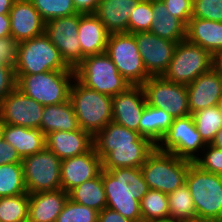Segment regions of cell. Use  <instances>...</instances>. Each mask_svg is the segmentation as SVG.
Returning <instances> with one entry per match:
<instances>
[{"label": "cell", "instance_id": "28", "mask_svg": "<svg viewBox=\"0 0 222 222\" xmlns=\"http://www.w3.org/2000/svg\"><path fill=\"white\" fill-rule=\"evenodd\" d=\"M152 10L154 17L150 32L177 43L186 39V25L168 12L162 0H152Z\"/></svg>", "mask_w": 222, "mask_h": 222}, {"label": "cell", "instance_id": "3", "mask_svg": "<svg viewBox=\"0 0 222 222\" xmlns=\"http://www.w3.org/2000/svg\"><path fill=\"white\" fill-rule=\"evenodd\" d=\"M192 163L156 147L140 169L149 189L169 194L185 184Z\"/></svg>", "mask_w": 222, "mask_h": 222}, {"label": "cell", "instance_id": "49", "mask_svg": "<svg viewBox=\"0 0 222 222\" xmlns=\"http://www.w3.org/2000/svg\"><path fill=\"white\" fill-rule=\"evenodd\" d=\"M212 69L222 82V51L212 55Z\"/></svg>", "mask_w": 222, "mask_h": 222}, {"label": "cell", "instance_id": "25", "mask_svg": "<svg viewBox=\"0 0 222 222\" xmlns=\"http://www.w3.org/2000/svg\"><path fill=\"white\" fill-rule=\"evenodd\" d=\"M186 39L211 55L222 51V22L191 17L186 26Z\"/></svg>", "mask_w": 222, "mask_h": 222}, {"label": "cell", "instance_id": "19", "mask_svg": "<svg viewBox=\"0 0 222 222\" xmlns=\"http://www.w3.org/2000/svg\"><path fill=\"white\" fill-rule=\"evenodd\" d=\"M190 114L216 106L222 98V82L211 68L186 85Z\"/></svg>", "mask_w": 222, "mask_h": 222}, {"label": "cell", "instance_id": "17", "mask_svg": "<svg viewBox=\"0 0 222 222\" xmlns=\"http://www.w3.org/2000/svg\"><path fill=\"white\" fill-rule=\"evenodd\" d=\"M146 100L141 85H131L112 97V121L137 131Z\"/></svg>", "mask_w": 222, "mask_h": 222}, {"label": "cell", "instance_id": "39", "mask_svg": "<svg viewBox=\"0 0 222 222\" xmlns=\"http://www.w3.org/2000/svg\"><path fill=\"white\" fill-rule=\"evenodd\" d=\"M153 17L152 0H140L131 12L128 33L150 31Z\"/></svg>", "mask_w": 222, "mask_h": 222}, {"label": "cell", "instance_id": "26", "mask_svg": "<svg viewBox=\"0 0 222 222\" xmlns=\"http://www.w3.org/2000/svg\"><path fill=\"white\" fill-rule=\"evenodd\" d=\"M2 139L11 144L24 158L40 152L45 146V135L39 128L3 124Z\"/></svg>", "mask_w": 222, "mask_h": 222}, {"label": "cell", "instance_id": "13", "mask_svg": "<svg viewBox=\"0 0 222 222\" xmlns=\"http://www.w3.org/2000/svg\"><path fill=\"white\" fill-rule=\"evenodd\" d=\"M80 13L55 18L45 23V34L58 49L62 60L72 69L81 63V46L78 39Z\"/></svg>", "mask_w": 222, "mask_h": 222}, {"label": "cell", "instance_id": "37", "mask_svg": "<svg viewBox=\"0 0 222 222\" xmlns=\"http://www.w3.org/2000/svg\"><path fill=\"white\" fill-rule=\"evenodd\" d=\"M46 22L78 13L73 0H30Z\"/></svg>", "mask_w": 222, "mask_h": 222}, {"label": "cell", "instance_id": "35", "mask_svg": "<svg viewBox=\"0 0 222 222\" xmlns=\"http://www.w3.org/2000/svg\"><path fill=\"white\" fill-rule=\"evenodd\" d=\"M168 199L169 217L180 222L197 217L194 202L186 184L169 193Z\"/></svg>", "mask_w": 222, "mask_h": 222}, {"label": "cell", "instance_id": "48", "mask_svg": "<svg viewBox=\"0 0 222 222\" xmlns=\"http://www.w3.org/2000/svg\"><path fill=\"white\" fill-rule=\"evenodd\" d=\"M11 36L9 14H0V38Z\"/></svg>", "mask_w": 222, "mask_h": 222}, {"label": "cell", "instance_id": "27", "mask_svg": "<svg viewBox=\"0 0 222 222\" xmlns=\"http://www.w3.org/2000/svg\"><path fill=\"white\" fill-rule=\"evenodd\" d=\"M157 146L154 143H133V146L112 147L102 160V169L140 168Z\"/></svg>", "mask_w": 222, "mask_h": 222}, {"label": "cell", "instance_id": "22", "mask_svg": "<svg viewBox=\"0 0 222 222\" xmlns=\"http://www.w3.org/2000/svg\"><path fill=\"white\" fill-rule=\"evenodd\" d=\"M78 34L81 62L86 56L106 52L110 33L94 13H80Z\"/></svg>", "mask_w": 222, "mask_h": 222}, {"label": "cell", "instance_id": "33", "mask_svg": "<svg viewBox=\"0 0 222 222\" xmlns=\"http://www.w3.org/2000/svg\"><path fill=\"white\" fill-rule=\"evenodd\" d=\"M168 194L149 189L140 200L142 222L169 217Z\"/></svg>", "mask_w": 222, "mask_h": 222}, {"label": "cell", "instance_id": "57", "mask_svg": "<svg viewBox=\"0 0 222 222\" xmlns=\"http://www.w3.org/2000/svg\"><path fill=\"white\" fill-rule=\"evenodd\" d=\"M214 222H222V217L215 219Z\"/></svg>", "mask_w": 222, "mask_h": 222}, {"label": "cell", "instance_id": "9", "mask_svg": "<svg viewBox=\"0 0 222 222\" xmlns=\"http://www.w3.org/2000/svg\"><path fill=\"white\" fill-rule=\"evenodd\" d=\"M61 161L46 146L40 152L22 158L27 193L61 189Z\"/></svg>", "mask_w": 222, "mask_h": 222}, {"label": "cell", "instance_id": "51", "mask_svg": "<svg viewBox=\"0 0 222 222\" xmlns=\"http://www.w3.org/2000/svg\"><path fill=\"white\" fill-rule=\"evenodd\" d=\"M211 145L222 149V128H220L216 133L214 140L211 142Z\"/></svg>", "mask_w": 222, "mask_h": 222}, {"label": "cell", "instance_id": "12", "mask_svg": "<svg viewBox=\"0 0 222 222\" xmlns=\"http://www.w3.org/2000/svg\"><path fill=\"white\" fill-rule=\"evenodd\" d=\"M197 131L192 115L174 118L168 132L157 145L163 152L194 162L206 147ZM200 152V153H199Z\"/></svg>", "mask_w": 222, "mask_h": 222}, {"label": "cell", "instance_id": "1", "mask_svg": "<svg viewBox=\"0 0 222 222\" xmlns=\"http://www.w3.org/2000/svg\"><path fill=\"white\" fill-rule=\"evenodd\" d=\"M107 208L133 222H142L140 200L149 187L140 168L102 169Z\"/></svg>", "mask_w": 222, "mask_h": 222}, {"label": "cell", "instance_id": "11", "mask_svg": "<svg viewBox=\"0 0 222 222\" xmlns=\"http://www.w3.org/2000/svg\"><path fill=\"white\" fill-rule=\"evenodd\" d=\"M141 87L146 104L163 109L173 118L190 115L186 85L174 83L163 76H150Z\"/></svg>", "mask_w": 222, "mask_h": 222}, {"label": "cell", "instance_id": "23", "mask_svg": "<svg viewBox=\"0 0 222 222\" xmlns=\"http://www.w3.org/2000/svg\"><path fill=\"white\" fill-rule=\"evenodd\" d=\"M69 193L63 189L29 194V220L32 222H56Z\"/></svg>", "mask_w": 222, "mask_h": 222}, {"label": "cell", "instance_id": "52", "mask_svg": "<svg viewBox=\"0 0 222 222\" xmlns=\"http://www.w3.org/2000/svg\"><path fill=\"white\" fill-rule=\"evenodd\" d=\"M0 72H14V66H11L9 64H5L1 59H0Z\"/></svg>", "mask_w": 222, "mask_h": 222}, {"label": "cell", "instance_id": "15", "mask_svg": "<svg viewBox=\"0 0 222 222\" xmlns=\"http://www.w3.org/2000/svg\"><path fill=\"white\" fill-rule=\"evenodd\" d=\"M146 72L162 76L173 58L177 42L163 39L150 31L133 33Z\"/></svg>", "mask_w": 222, "mask_h": 222}, {"label": "cell", "instance_id": "41", "mask_svg": "<svg viewBox=\"0 0 222 222\" xmlns=\"http://www.w3.org/2000/svg\"><path fill=\"white\" fill-rule=\"evenodd\" d=\"M192 17L222 22V0H193Z\"/></svg>", "mask_w": 222, "mask_h": 222}, {"label": "cell", "instance_id": "38", "mask_svg": "<svg viewBox=\"0 0 222 222\" xmlns=\"http://www.w3.org/2000/svg\"><path fill=\"white\" fill-rule=\"evenodd\" d=\"M99 211L68 198L56 222H98Z\"/></svg>", "mask_w": 222, "mask_h": 222}, {"label": "cell", "instance_id": "5", "mask_svg": "<svg viewBox=\"0 0 222 222\" xmlns=\"http://www.w3.org/2000/svg\"><path fill=\"white\" fill-rule=\"evenodd\" d=\"M16 88L42 105L61 104L70 97L75 71L15 75Z\"/></svg>", "mask_w": 222, "mask_h": 222}, {"label": "cell", "instance_id": "42", "mask_svg": "<svg viewBox=\"0 0 222 222\" xmlns=\"http://www.w3.org/2000/svg\"><path fill=\"white\" fill-rule=\"evenodd\" d=\"M168 12L179 18L186 26L192 17L193 0H162Z\"/></svg>", "mask_w": 222, "mask_h": 222}, {"label": "cell", "instance_id": "29", "mask_svg": "<svg viewBox=\"0 0 222 222\" xmlns=\"http://www.w3.org/2000/svg\"><path fill=\"white\" fill-rule=\"evenodd\" d=\"M79 128L70 99L61 104L44 106L40 129L45 136L53 131H75Z\"/></svg>", "mask_w": 222, "mask_h": 222}, {"label": "cell", "instance_id": "2", "mask_svg": "<svg viewBox=\"0 0 222 222\" xmlns=\"http://www.w3.org/2000/svg\"><path fill=\"white\" fill-rule=\"evenodd\" d=\"M69 99L79 127L93 137L112 121V96L87 88L75 78Z\"/></svg>", "mask_w": 222, "mask_h": 222}, {"label": "cell", "instance_id": "6", "mask_svg": "<svg viewBox=\"0 0 222 222\" xmlns=\"http://www.w3.org/2000/svg\"><path fill=\"white\" fill-rule=\"evenodd\" d=\"M74 70L81 84L104 95L113 97L131 86L106 52L84 57Z\"/></svg>", "mask_w": 222, "mask_h": 222}, {"label": "cell", "instance_id": "20", "mask_svg": "<svg viewBox=\"0 0 222 222\" xmlns=\"http://www.w3.org/2000/svg\"><path fill=\"white\" fill-rule=\"evenodd\" d=\"M46 147L61 160L89 152L93 147V136L79 128L75 131H53L45 136Z\"/></svg>", "mask_w": 222, "mask_h": 222}, {"label": "cell", "instance_id": "24", "mask_svg": "<svg viewBox=\"0 0 222 222\" xmlns=\"http://www.w3.org/2000/svg\"><path fill=\"white\" fill-rule=\"evenodd\" d=\"M140 0H100L94 13L109 33L128 32L131 12Z\"/></svg>", "mask_w": 222, "mask_h": 222}, {"label": "cell", "instance_id": "21", "mask_svg": "<svg viewBox=\"0 0 222 222\" xmlns=\"http://www.w3.org/2000/svg\"><path fill=\"white\" fill-rule=\"evenodd\" d=\"M94 149L103 160L112 147L133 146V143H153L137 131L128 129L111 121L93 137Z\"/></svg>", "mask_w": 222, "mask_h": 222}, {"label": "cell", "instance_id": "14", "mask_svg": "<svg viewBox=\"0 0 222 222\" xmlns=\"http://www.w3.org/2000/svg\"><path fill=\"white\" fill-rule=\"evenodd\" d=\"M44 105L14 88L0 102V119L2 124L39 128Z\"/></svg>", "mask_w": 222, "mask_h": 222}, {"label": "cell", "instance_id": "4", "mask_svg": "<svg viewBox=\"0 0 222 222\" xmlns=\"http://www.w3.org/2000/svg\"><path fill=\"white\" fill-rule=\"evenodd\" d=\"M47 71H75L69 68L58 49L44 33L18 43L15 75L38 74Z\"/></svg>", "mask_w": 222, "mask_h": 222}, {"label": "cell", "instance_id": "44", "mask_svg": "<svg viewBox=\"0 0 222 222\" xmlns=\"http://www.w3.org/2000/svg\"><path fill=\"white\" fill-rule=\"evenodd\" d=\"M22 163V158L17 153V150L3 139L0 140V165Z\"/></svg>", "mask_w": 222, "mask_h": 222}, {"label": "cell", "instance_id": "40", "mask_svg": "<svg viewBox=\"0 0 222 222\" xmlns=\"http://www.w3.org/2000/svg\"><path fill=\"white\" fill-rule=\"evenodd\" d=\"M194 163L202 170L222 175V149L207 144Z\"/></svg>", "mask_w": 222, "mask_h": 222}, {"label": "cell", "instance_id": "18", "mask_svg": "<svg viewBox=\"0 0 222 222\" xmlns=\"http://www.w3.org/2000/svg\"><path fill=\"white\" fill-rule=\"evenodd\" d=\"M9 17L11 36L18 43L45 33V21L30 0H16Z\"/></svg>", "mask_w": 222, "mask_h": 222}, {"label": "cell", "instance_id": "53", "mask_svg": "<svg viewBox=\"0 0 222 222\" xmlns=\"http://www.w3.org/2000/svg\"><path fill=\"white\" fill-rule=\"evenodd\" d=\"M183 222H214V220L196 217V218H191Z\"/></svg>", "mask_w": 222, "mask_h": 222}, {"label": "cell", "instance_id": "50", "mask_svg": "<svg viewBox=\"0 0 222 222\" xmlns=\"http://www.w3.org/2000/svg\"><path fill=\"white\" fill-rule=\"evenodd\" d=\"M16 0H0V14H9Z\"/></svg>", "mask_w": 222, "mask_h": 222}, {"label": "cell", "instance_id": "56", "mask_svg": "<svg viewBox=\"0 0 222 222\" xmlns=\"http://www.w3.org/2000/svg\"><path fill=\"white\" fill-rule=\"evenodd\" d=\"M2 136H3V124H2V121L0 119V140L2 139Z\"/></svg>", "mask_w": 222, "mask_h": 222}, {"label": "cell", "instance_id": "10", "mask_svg": "<svg viewBox=\"0 0 222 222\" xmlns=\"http://www.w3.org/2000/svg\"><path fill=\"white\" fill-rule=\"evenodd\" d=\"M212 68V55L187 39L177 43L173 58L162 75L177 84L188 85Z\"/></svg>", "mask_w": 222, "mask_h": 222}, {"label": "cell", "instance_id": "54", "mask_svg": "<svg viewBox=\"0 0 222 222\" xmlns=\"http://www.w3.org/2000/svg\"><path fill=\"white\" fill-rule=\"evenodd\" d=\"M150 222H180V221L175 220L171 217H167V218H162V219H156V220H153V221H150Z\"/></svg>", "mask_w": 222, "mask_h": 222}, {"label": "cell", "instance_id": "43", "mask_svg": "<svg viewBox=\"0 0 222 222\" xmlns=\"http://www.w3.org/2000/svg\"><path fill=\"white\" fill-rule=\"evenodd\" d=\"M18 42L12 37L0 38V59L11 66L16 63Z\"/></svg>", "mask_w": 222, "mask_h": 222}, {"label": "cell", "instance_id": "55", "mask_svg": "<svg viewBox=\"0 0 222 222\" xmlns=\"http://www.w3.org/2000/svg\"><path fill=\"white\" fill-rule=\"evenodd\" d=\"M217 108L219 113L222 115V98L220 99V101L217 103Z\"/></svg>", "mask_w": 222, "mask_h": 222}, {"label": "cell", "instance_id": "32", "mask_svg": "<svg viewBox=\"0 0 222 222\" xmlns=\"http://www.w3.org/2000/svg\"><path fill=\"white\" fill-rule=\"evenodd\" d=\"M27 193L22 163L0 165V197Z\"/></svg>", "mask_w": 222, "mask_h": 222}, {"label": "cell", "instance_id": "34", "mask_svg": "<svg viewBox=\"0 0 222 222\" xmlns=\"http://www.w3.org/2000/svg\"><path fill=\"white\" fill-rule=\"evenodd\" d=\"M29 218V194L0 197V222H24Z\"/></svg>", "mask_w": 222, "mask_h": 222}, {"label": "cell", "instance_id": "30", "mask_svg": "<svg viewBox=\"0 0 222 222\" xmlns=\"http://www.w3.org/2000/svg\"><path fill=\"white\" fill-rule=\"evenodd\" d=\"M173 120L174 118L163 109L146 104L139 123V133L157 146L168 132Z\"/></svg>", "mask_w": 222, "mask_h": 222}, {"label": "cell", "instance_id": "8", "mask_svg": "<svg viewBox=\"0 0 222 222\" xmlns=\"http://www.w3.org/2000/svg\"><path fill=\"white\" fill-rule=\"evenodd\" d=\"M106 53L130 85H142L149 79L133 33H110Z\"/></svg>", "mask_w": 222, "mask_h": 222}, {"label": "cell", "instance_id": "16", "mask_svg": "<svg viewBox=\"0 0 222 222\" xmlns=\"http://www.w3.org/2000/svg\"><path fill=\"white\" fill-rule=\"evenodd\" d=\"M61 189L69 193L81 183L97 177L102 171V159L94 147L79 156L61 161Z\"/></svg>", "mask_w": 222, "mask_h": 222}, {"label": "cell", "instance_id": "31", "mask_svg": "<svg viewBox=\"0 0 222 222\" xmlns=\"http://www.w3.org/2000/svg\"><path fill=\"white\" fill-rule=\"evenodd\" d=\"M69 199L73 202L93 208L99 212L107 207L106 193L101 173L88 181L81 183L69 192Z\"/></svg>", "mask_w": 222, "mask_h": 222}, {"label": "cell", "instance_id": "47", "mask_svg": "<svg viewBox=\"0 0 222 222\" xmlns=\"http://www.w3.org/2000/svg\"><path fill=\"white\" fill-rule=\"evenodd\" d=\"M100 0H73L75 9L79 13H95Z\"/></svg>", "mask_w": 222, "mask_h": 222}, {"label": "cell", "instance_id": "45", "mask_svg": "<svg viewBox=\"0 0 222 222\" xmlns=\"http://www.w3.org/2000/svg\"><path fill=\"white\" fill-rule=\"evenodd\" d=\"M16 87L15 72H0V102Z\"/></svg>", "mask_w": 222, "mask_h": 222}, {"label": "cell", "instance_id": "46", "mask_svg": "<svg viewBox=\"0 0 222 222\" xmlns=\"http://www.w3.org/2000/svg\"><path fill=\"white\" fill-rule=\"evenodd\" d=\"M98 222H133V221L123 217L117 211H114L106 207L101 212H99Z\"/></svg>", "mask_w": 222, "mask_h": 222}, {"label": "cell", "instance_id": "7", "mask_svg": "<svg viewBox=\"0 0 222 222\" xmlns=\"http://www.w3.org/2000/svg\"><path fill=\"white\" fill-rule=\"evenodd\" d=\"M185 184L191 193L198 218L215 220L222 217V175L202 170L193 162L189 166Z\"/></svg>", "mask_w": 222, "mask_h": 222}, {"label": "cell", "instance_id": "36", "mask_svg": "<svg viewBox=\"0 0 222 222\" xmlns=\"http://www.w3.org/2000/svg\"><path fill=\"white\" fill-rule=\"evenodd\" d=\"M191 115L201 138L206 144H211L218 130L222 128V115L217 106L196 111Z\"/></svg>", "mask_w": 222, "mask_h": 222}]
</instances>
